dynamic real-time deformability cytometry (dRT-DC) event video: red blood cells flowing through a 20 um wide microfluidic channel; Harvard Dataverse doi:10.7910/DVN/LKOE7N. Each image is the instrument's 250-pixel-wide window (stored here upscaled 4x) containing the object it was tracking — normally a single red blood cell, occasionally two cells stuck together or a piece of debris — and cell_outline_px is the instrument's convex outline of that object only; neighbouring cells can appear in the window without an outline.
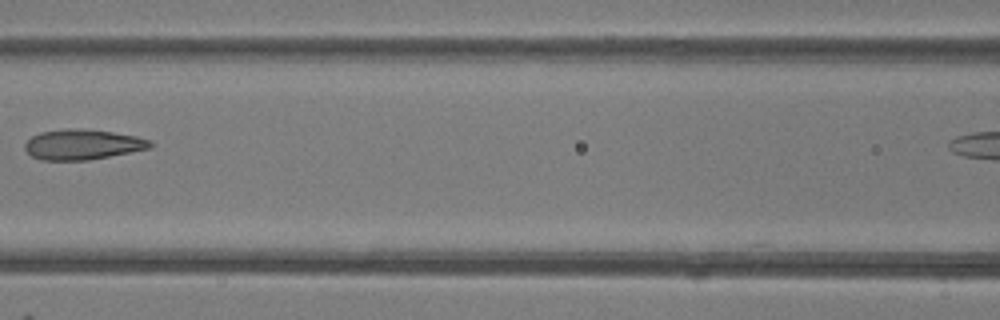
{"species": "common noctule bat (a hibernating species)", "species_latin": "Nyctalus noctula", "temperature_condition": "room temperature", "stored_images_in_passage": 4, "segment_of_instrument_passage": [1, 2], "camera_frame_rate_fps": 3000, "um_per_image_px": 0.085, "animal": {"sex": "female"}, "frame": {"image": 1, "passage_image": 3, "time_ms": 2.333, "image_size_px": [1000, 320], "cell_outline_px": [[152, 148], [88, 160], [40, 160], [32, 156], [24, 148], [24, 144], [32, 136], [40, 132], [64, 128], [80, 128], [112, 132], [136, 136], [152, 140]], "centroid_in_image_um": [7.02, 12.27], "position_along_channel_um": 159.6, "area_um2": 22.2}}